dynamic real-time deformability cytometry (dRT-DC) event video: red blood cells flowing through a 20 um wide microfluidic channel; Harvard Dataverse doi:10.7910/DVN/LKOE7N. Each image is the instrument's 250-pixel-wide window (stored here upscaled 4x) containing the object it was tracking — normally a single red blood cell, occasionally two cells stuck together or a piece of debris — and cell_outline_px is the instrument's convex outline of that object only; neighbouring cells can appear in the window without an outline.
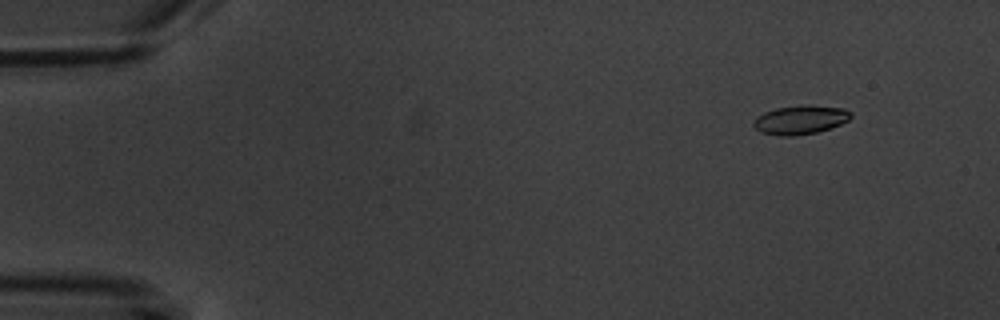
{"species": "common noctule bat (a hibernating species)", "species_latin": "Nyctalus noctula", "temperature_condition": "warm", "stored_images_in_passage": 15, "camera_frame_rate_fps": 3000, "um_per_image_px": 0.085, "animal": {"sex": "male", "body_mass_g": 20.1, "forearm_length_mm": 53.5}, "frame": {"image": 1, "passage_image": 2, "time_ms": 1.333, "image_size_px": [1000, 320], "cell_outline_px": [[852, 116], [848, 120], [832, 128], [816, 132], [792, 136], [780, 136], [760, 132], [752, 124], [756, 116], [764, 112], [776, 108], [804, 104], [808, 104], [844, 108], [852, 112]], "centroid_in_image_um": [68.03, 10.17], "position_along_channel_um": 17.0, "area_um2": 16.59}}
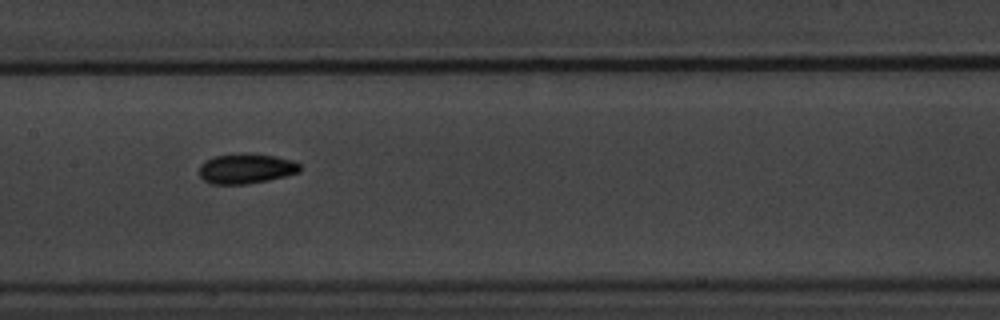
{"frame": {"image": 2, "passage_image": 8, "time_ms": 9.0, "image_size_px": [1000, 320], "cell_outline_px": [[300, 172], [268, 180], [248, 184], [212, 184], [204, 180], [200, 176], [200, 164], [204, 160], [216, 156], [240, 152], [244, 152], [276, 156], [292, 160], [300, 164]], "centroid_in_image_um": [20.91, 14.31], "position_along_channel_um": 186.5, "area_um2": 17.8}}
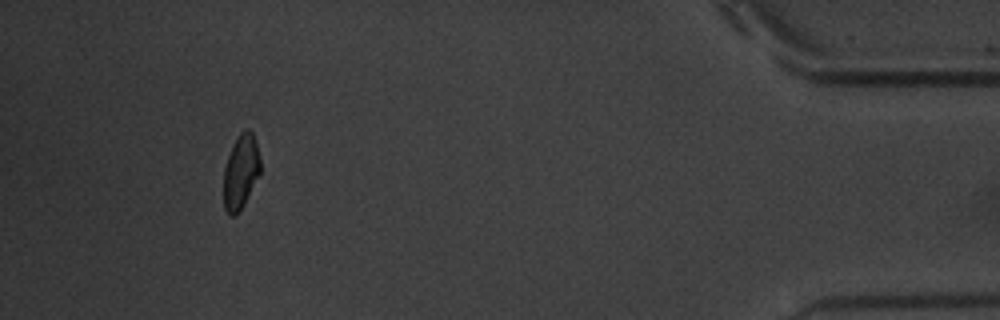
{"frame": {"image": 3, "passage_image": 14, "time_ms": 17.0, "image_size_px": [1000, 320], "cell_outline_px": [[260, 172], [240, 212], [236, 216], [228, 216], [224, 208], [224, 168], [232, 144], [240, 132], [244, 128], [248, 128], [252, 132], [256, 140], [260, 156]], "centroid_in_image_um": [20.46, 14.59], "position_along_channel_um": 414.7, "area_um2": 16.13}, "authors_computed_cell_mechanics": {"area_um2": 16.5886, "velocity_mm_per_s": 3.6121, "shape_relaxation_time_tau1_ms": 2.27, "shape_relaxation_time_tau2_ms": 1.5747, "deformation_change_tau1": 0.1063, "deformation_change_tau2": 0.0523}}